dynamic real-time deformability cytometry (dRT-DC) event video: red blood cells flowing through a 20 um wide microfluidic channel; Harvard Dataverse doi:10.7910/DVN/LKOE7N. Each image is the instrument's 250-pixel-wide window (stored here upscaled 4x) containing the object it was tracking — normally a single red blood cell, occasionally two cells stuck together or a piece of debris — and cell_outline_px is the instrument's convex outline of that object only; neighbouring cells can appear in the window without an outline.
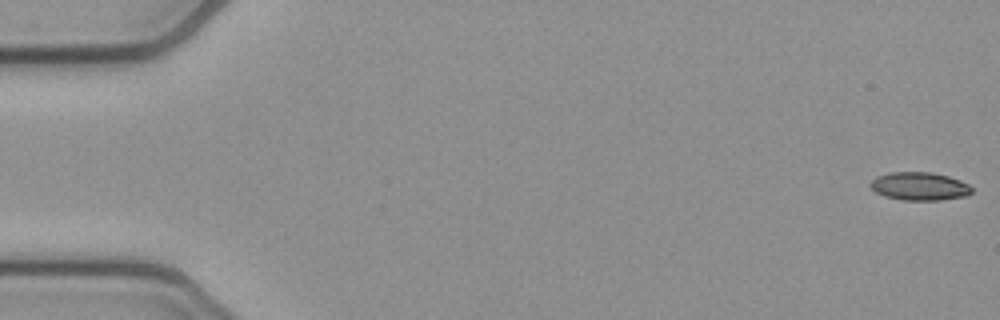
{"species": "common noctule bat (a hibernating species)", "species_latin": "Nyctalus noctula", "temperature_condition": "cold", "stored_images_in_passage": 54, "camera_frame_rate_fps": 3000, "um_per_image_px": 0.085, "animal": {"sex": "female", "body_mass_g": 21.9}, "frame": {"image": 1, "passage_image": 1, "time_ms": 0.0, "image_size_px": [1000, 320], "cell_outline_px": [[972, 192], [968, 196], [940, 200], [900, 200], [884, 196], [876, 192], [868, 184], [876, 176], [888, 172], [932, 172], [948, 176], [960, 180], [968, 184], [972, 188]], "centroid_in_image_um": [78.15, 15.83], "position_along_channel_um": 6.8, "area_um2": 16.82}}
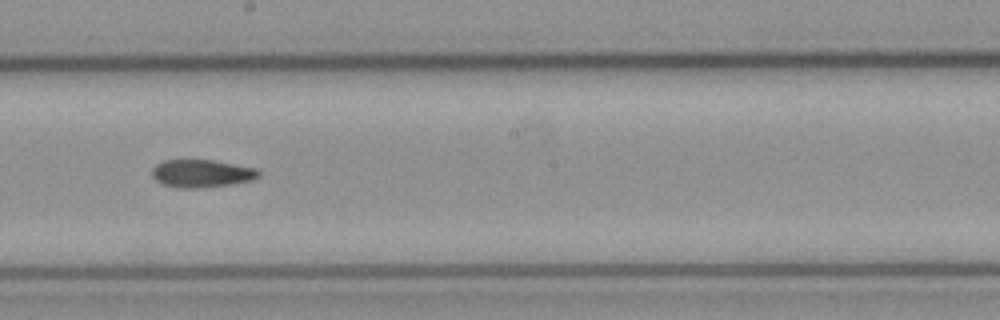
{"frame": {"image": 2, "passage_image": 30, "time_ms": 9.667, "image_size_px": [1000, 320], "cell_outline_px": [[260, 176], [252, 180], [232, 184], [192, 188], [180, 188], [164, 184], [156, 180], [152, 176], [152, 168], [156, 164], [164, 160], [212, 160], [256, 168], [260, 172]], "centroid_in_image_um": [17.14, 14.74], "position_along_channel_um": 231.1, "area_um2": 17.11}}
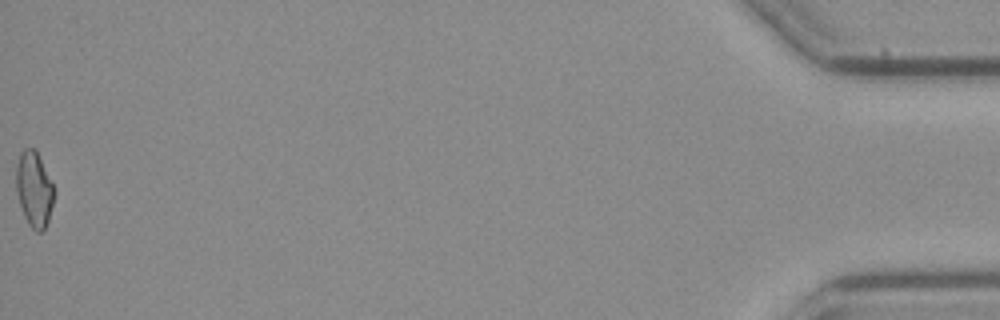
{"frame": {"image": 3, "passage_image": 54, "time_ms": 17.667, "image_size_px": [1000, 320], "cell_outline_px": [[56, 192], [48, 220], [44, 228], [40, 232], [36, 232], [28, 224], [24, 216], [16, 192], [16, 168], [20, 152], [24, 148], [36, 148], [56, 188]], "centroid_in_image_um": [2.92, 16.05], "position_along_channel_um": 432.3, "area_um2": 16.99}, "authors_computed_cell_mechanics": {"area_um2": 17.1088, "velocity_mm_per_s": 3.8414, "shape_relaxation_time_tau1_ms": null, "shape_relaxation_time_tau2_ms": 6.5632, "deformation_change_tau1": null, "deformation_change_tau2": 0.1451}}